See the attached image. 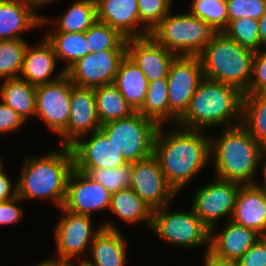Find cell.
Returning <instances> with one entry per match:
<instances>
[{
    "label": "cell",
    "mask_w": 266,
    "mask_h": 266,
    "mask_svg": "<svg viewBox=\"0 0 266 266\" xmlns=\"http://www.w3.org/2000/svg\"><path fill=\"white\" fill-rule=\"evenodd\" d=\"M85 33L89 53L126 50L127 39L106 23L97 20Z\"/></svg>",
    "instance_id": "33"
},
{
    "label": "cell",
    "mask_w": 266,
    "mask_h": 266,
    "mask_svg": "<svg viewBox=\"0 0 266 266\" xmlns=\"http://www.w3.org/2000/svg\"><path fill=\"white\" fill-rule=\"evenodd\" d=\"M254 51L242 47L223 32H215L198 55L203 77L248 90Z\"/></svg>",
    "instance_id": "5"
},
{
    "label": "cell",
    "mask_w": 266,
    "mask_h": 266,
    "mask_svg": "<svg viewBox=\"0 0 266 266\" xmlns=\"http://www.w3.org/2000/svg\"><path fill=\"white\" fill-rule=\"evenodd\" d=\"M176 127L178 128L174 131L165 133L162 126H159L153 155L157 158L166 181L178 194L210 161L211 137L202 130Z\"/></svg>",
    "instance_id": "1"
},
{
    "label": "cell",
    "mask_w": 266,
    "mask_h": 266,
    "mask_svg": "<svg viewBox=\"0 0 266 266\" xmlns=\"http://www.w3.org/2000/svg\"><path fill=\"white\" fill-rule=\"evenodd\" d=\"M126 54L141 69L149 82L167 78L171 63L177 56L158 44L151 36L127 39Z\"/></svg>",
    "instance_id": "18"
},
{
    "label": "cell",
    "mask_w": 266,
    "mask_h": 266,
    "mask_svg": "<svg viewBox=\"0 0 266 266\" xmlns=\"http://www.w3.org/2000/svg\"><path fill=\"white\" fill-rule=\"evenodd\" d=\"M172 0H138L140 23L149 33L171 12Z\"/></svg>",
    "instance_id": "38"
},
{
    "label": "cell",
    "mask_w": 266,
    "mask_h": 266,
    "mask_svg": "<svg viewBox=\"0 0 266 266\" xmlns=\"http://www.w3.org/2000/svg\"><path fill=\"white\" fill-rule=\"evenodd\" d=\"M203 78L198 56H176L167 76L170 121H177L185 114L197 86Z\"/></svg>",
    "instance_id": "9"
},
{
    "label": "cell",
    "mask_w": 266,
    "mask_h": 266,
    "mask_svg": "<svg viewBox=\"0 0 266 266\" xmlns=\"http://www.w3.org/2000/svg\"><path fill=\"white\" fill-rule=\"evenodd\" d=\"M215 31L191 13L168 15L150 32V36L177 56H198Z\"/></svg>",
    "instance_id": "6"
},
{
    "label": "cell",
    "mask_w": 266,
    "mask_h": 266,
    "mask_svg": "<svg viewBox=\"0 0 266 266\" xmlns=\"http://www.w3.org/2000/svg\"><path fill=\"white\" fill-rule=\"evenodd\" d=\"M35 266H69L61 261H58V260H54L53 259H45L44 261H42L41 263H39L38 265H35Z\"/></svg>",
    "instance_id": "49"
},
{
    "label": "cell",
    "mask_w": 266,
    "mask_h": 266,
    "mask_svg": "<svg viewBox=\"0 0 266 266\" xmlns=\"http://www.w3.org/2000/svg\"><path fill=\"white\" fill-rule=\"evenodd\" d=\"M261 236L228 220L221 232H210L209 252L223 260L238 261Z\"/></svg>",
    "instance_id": "22"
},
{
    "label": "cell",
    "mask_w": 266,
    "mask_h": 266,
    "mask_svg": "<svg viewBox=\"0 0 266 266\" xmlns=\"http://www.w3.org/2000/svg\"><path fill=\"white\" fill-rule=\"evenodd\" d=\"M111 195V192L102 184L73 168L68 177L66 196L62 207L75 214L91 216L94 210H109Z\"/></svg>",
    "instance_id": "15"
},
{
    "label": "cell",
    "mask_w": 266,
    "mask_h": 266,
    "mask_svg": "<svg viewBox=\"0 0 266 266\" xmlns=\"http://www.w3.org/2000/svg\"><path fill=\"white\" fill-rule=\"evenodd\" d=\"M127 241L110 221L102 224L90 245L92 260H85L89 266H125Z\"/></svg>",
    "instance_id": "24"
},
{
    "label": "cell",
    "mask_w": 266,
    "mask_h": 266,
    "mask_svg": "<svg viewBox=\"0 0 266 266\" xmlns=\"http://www.w3.org/2000/svg\"><path fill=\"white\" fill-rule=\"evenodd\" d=\"M60 209L64 216L61 215L54 233L58 253L57 260L72 265L75 257L88 250V245L90 248L102 225L93 230L92 216L75 214L63 207Z\"/></svg>",
    "instance_id": "11"
},
{
    "label": "cell",
    "mask_w": 266,
    "mask_h": 266,
    "mask_svg": "<svg viewBox=\"0 0 266 266\" xmlns=\"http://www.w3.org/2000/svg\"><path fill=\"white\" fill-rule=\"evenodd\" d=\"M168 206L153 210L151 230L169 245L189 248L207 245L209 251L210 230L193 208L189 212H169Z\"/></svg>",
    "instance_id": "8"
},
{
    "label": "cell",
    "mask_w": 266,
    "mask_h": 266,
    "mask_svg": "<svg viewBox=\"0 0 266 266\" xmlns=\"http://www.w3.org/2000/svg\"><path fill=\"white\" fill-rule=\"evenodd\" d=\"M85 173L93 181L102 184L109 192L115 193L130 188L132 163L123 166L105 168H75Z\"/></svg>",
    "instance_id": "35"
},
{
    "label": "cell",
    "mask_w": 266,
    "mask_h": 266,
    "mask_svg": "<svg viewBox=\"0 0 266 266\" xmlns=\"http://www.w3.org/2000/svg\"><path fill=\"white\" fill-rule=\"evenodd\" d=\"M113 84L137 112L145 100L149 81L127 54L119 64Z\"/></svg>",
    "instance_id": "25"
},
{
    "label": "cell",
    "mask_w": 266,
    "mask_h": 266,
    "mask_svg": "<svg viewBox=\"0 0 266 266\" xmlns=\"http://www.w3.org/2000/svg\"><path fill=\"white\" fill-rule=\"evenodd\" d=\"M69 266H76L75 264L69 265ZM78 266V265H77ZM79 266H89L85 262L81 261Z\"/></svg>",
    "instance_id": "50"
},
{
    "label": "cell",
    "mask_w": 266,
    "mask_h": 266,
    "mask_svg": "<svg viewBox=\"0 0 266 266\" xmlns=\"http://www.w3.org/2000/svg\"><path fill=\"white\" fill-rule=\"evenodd\" d=\"M130 188L152 210L169 205L177 195L166 181L154 155L132 163Z\"/></svg>",
    "instance_id": "13"
},
{
    "label": "cell",
    "mask_w": 266,
    "mask_h": 266,
    "mask_svg": "<svg viewBox=\"0 0 266 266\" xmlns=\"http://www.w3.org/2000/svg\"><path fill=\"white\" fill-rule=\"evenodd\" d=\"M137 112L159 126L170 120L167 78L149 82L145 100Z\"/></svg>",
    "instance_id": "32"
},
{
    "label": "cell",
    "mask_w": 266,
    "mask_h": 266,
    "mask_svg": "<svg viewBox=\"0 0 266 266\" xmlns=\"http://www.w3.org/2000/svg\"><path fill=\"white\" fill-rule=\"evenodd\" d=\"M222 32L242 47L254 52L265 47L260 40L257 20L250 18L235 19L230 21Z\"/></svg>",
    "instance_id": "36"
},
{
    "label": "cell",
    "mask_w": 266,
    "mask_h": 266,
    "mask_svg": "<svg viewBox=\"0 0 266 266\" xmlns=\"http://www.w3.org/2000/svg\"><path fill=\"white\" fill-rule=\"evenodd\" d=\"M0 99L15 110L24 121L36 116V86L20 77L2 81Z\"/></svg>",
    "instance_id": "26"
},
{
    "label": "cell",
    "mask_w": 266,
    "mask_h": 266,
    "mask_svg": "<svg viewBox=\"0 0 266 266\" xmlns=\"http://www.w3.org/2000/svg\"><path fill=\"white\" fill-rule=\"evenodd\" d=\"M27 43L24 39L0 40V79L20 77Z\"/></svg>",
    "instance_id": "34"
},
{
    "label": "cell",
    "mask_w": 266,
    "mask_h": 266,
    "mask_svg": "<svg viewBox=\"0 0 266 266\" xmlns=\"http://www.w3.org/2000/svg\"><path fill=\"white\" fill-rule=\"evenodd\" d=\"M210 151L216 178L240 185L255 184L253 176L263 150L242 124L224 128L217 140H210Z\"/></svg>",
    "instance_id": "4"
},
{
    "label": "cell",
    "mask_w": 266,
    "mask_h": 266,
    "mask_svg": "<svg viewBox=\"0 0 266 266\" xmlns=\"http://www.w3.org/2000/svg\"><path fill=\"white\" fill-rule=\"evenodd\" d=\"M33 8V10L35 9V12L37 10V8L39 9L40 7H44V5L46 4H50L51 2H54L56 0H26ZM43 5V6H42Z\"/></svg>",
    "instance_id": "48"
},
{
    "label": "cell",
    "mask_w": 266,
    "mask_h": 266,
    "mask_svg": "<svg viewBox=\"0 0 266 266\" xmlns=\"http://www.w3.org/2000/svg\"><path fill=\"white\" fill-rule=\"evenodd\" d=\"M242 125L266 151V91L244 94Z\"/></svg>",
    "instance_id": "29"
},
{
    "label": "cell",
    "mask_w": 266,
    "mask_h": 266,
    "mask_svg": "<svg viewBox=\"0 0 266 266\" xmlns=\"http://www.w3.org/2000/svg\"><path fill=\"white\" fill-rule=\"evenodd\" d=\"M94 93L97 116L101 125L130 117L136 112L113 83L94 88Z\"/></svg>",
    "instance_id": "28"
},
{
    "label": "cell",
    "mask_w": 266,
    "mask_h": 266,
    "mask_svg": "<svg viewBox=\"0 0 266 266\" xmlns=\"http://www.w3.org/2000/svg\"><path fill=\"white\" fill-rule=\"evenodd\" d=\"M243 96L244 93L234 86L203 77L177 126L205 131L223 124L225 128L240 125Z\"/></svg>",
    "instance_id": "2"
},
{
    "label": "cell",
    "mask_w": 266,
    "mask_h": 266,
    "mask_svg": "<svg viewBox=\"0 0 266 266\" xmlns=\"http://www.w3.org/2000/svg\"><path fill=\"white\" fill-rule=\"evenodd\" d=\"M49 21L35 13L26 0H0V40L25 39L21 32L45 26Z\"/></svg>",
    "instance_id": "20"
},
{
    "label": "cell",
    "mask_w": 266,
    "mask_h": 266,
    "mask_svg": "<svg viewBox=\"0 0 266 266\" xmlns=\"http://www.w3.org/2000/svg\"><path fill=\"white\" fill-rule=\"evenodd\" d=\"M52 45L58 60L67 62L65 71L89 53L86 33L49 32L44 35Z\"/></svg>",
    "instance_id": "30"
},
{
    "label": "cell",
    "mask_w": 266,
    "mask_h": 266,
    "mask_svg": "<svg viewBox=\"0 0 266 266\" xmlns=\"http://www.w3.org/2000/svg\"><path fill=\"white\" fill-rule=\"evenodd\" d=\"M229 220L266 236V194L255 184L241 185Z\"/></svg>",
    "instance_id": "21"
},
{
    "label": "cell",
    "mask_w": 266,
    "mask_h": 266,
    "mask_svg": "<svg viewBox=\"0 0 266 266\" xmlns=\"http://www.w3.org/2000/svg\"><path fill=\"white\" fill-rule=\"evenodd\" d=\"M56 19L57 28L52 32L79 33L86 32L96 21V1L78 0L73 2L62 16Z\"/></svg>",
    "instance_id": "31"
},
{
    "label": "cell",
    "mask_w": 266,
    "mask_h": 266,
    "mask_svg": "<svg viewBox=\"0 0 266 266\" xmlns=\"http://www.w3.org/2000/svg\"><path fill=\"white\" fill-rule=\"evenodd\" d=\"M261 91H266V47L254 53L250 84L244 94H254Z\"/></svg>",
    "instance_id": "40"
},
{
    "label": "cell",
    "mask_w": 266,
    "mask_h": 266,
    "mask_svg": "<svg viewBox=\"0 0 266 266\" xmlns=\"http://www.w3.org/2000/svg\"><path fill=\"white\" fill-rule=\"evenodd\" d=\"M21 200L17 196L10 200L0 201V225H13L20 221L23 211L17 203Z\"/></svg>",
    "instance_id": "43"
},
{
    "label": "cell",
    "mask_w": 266,
    "mask_h": 266,
    "mask_svg": "<svg viewBox=\"0 0 266 266\" xmlns=\"http://www.w3.org/2000/svg\"><path fill=\"white\" fill-rule=\"evenodd\" d=\"M258 21V31L260 35L261 43L266 46V9L264 14Z\"/></svg>",
    "instance_id": "46"
},
{
    "label": "cell",
    "mask_w": 266,
    "mask_h": 266,
    "mask_svg": "<svg viewBox=\"0 0 266 266\" xmlns=\"http://www.w3.org/2000/svg\"><path fill=\"white\" fill-rule=\"evenodd\" d=\"M126 50H103L88 53L79 59L66 74L74 85L87 88L112 84Z\"/></svg>",
    "instance_id": "14"
},
{
    "label": "cell",
    "mask_w": 266,
    "mask_h": 266,
    "mask_svg": "<svg viewBox=\"0 0 266 266\" xmlns=\"http://www.w3.org/2000/svg\"><path fill=\"white\" fill-rule=\"evenodd\" d=\"M95 1L97 20L108 24L126 39L150 36V33L141 27L138 0Z\"/></svg>",
    "instance_id": "19"
},
{
    "label": "cell",
    "mask_w": 266,
    "mask_h": 266,
    "mask_svg": "<svg viewBox=\"0 0 266 266\" xmlns=\"http://www.w3.org/2000/svg\"><path fill=\"white\" fill-rule=\"evenodd\" d=\"M62 151H52L36 157H25L17 183V196L22 200L48 199L59 208L63 206L67 181L74 168V158L70 146H62Z\"/></svg>",
    "instance_id": "3"
},
{
    "label": "cell",
    "mask_w": 266,
    "mask_h": 266,
    "mask_svg": "<svg viewBox=\"0 0 266 266\" xmlns=\"http://www.w3.org/2000/svg\"><path fill=\"white\" fill-rule=\"evenodd\" d=\"M26 123L21 116L7 106L3 101L0 102V133L16 131Z\"/></svg>",
    "instance_id": "42"
},
{
    "label": "cell",
    "mask_w": 266,
    "mask_h": 266,
    "mask_svg": "<svg viewBox=\"0 0 266 266\" xmlns=\"http://www.w3.org/2000/svg\"><path fill=\"white\" fill-rule=\"evenodd\" d=\"M238 262L240 266H266V236H261Z\"/></svg>",
    "instance_id": "41"
},
{
    "label": "cell",
    "mask_w": 266,
    "mask_h": 266,
    "mask_svg": "<svg viewBox=\"0 0 266 266\" xmlns=\"http://www.w3.org/2000/svg\"><path fill=\"white\" fill-rule=\"evenodd\" d=\"M9 179V176L5 174V172H0V201H6L17 197V183H15V187L13 186Z\"/></svg>",
    "instance_id": "44"
},
{
    "label": "cell",
    "mask_w": 266,
    "mask_h": 266,
    "mask_svg": "<svg viewBox=\"0 0 266 266\" xmlns=\"http://www.w3.org/2000/svg\"><path fill=\"white\" fill-rule=\"evenodd\" d=\"M190 11L215 32H222L228 25L226 0H192Z\"/></svg>",
    "instance_id": "37"
},
{
    "label": "cell",
    "mask_w": 266,
    "mask_h": 266,
    "mask_svg": "<svg viewBox=\"0 0 266 266\" xmlns=\"http://www.w3.org/2000/svg\"><path fill=\"white\" fill-rule=\"evenodd\" d=\"M90 136L89 140L78 139L70 146L74 168L112 169L127 163L122 153L101 129L92 132Z\"/></svg>",
    "instance_id": "17"
},
{
    "label": "cell",
    "mask_w": 266,
    "mask_h": 266,
    "mask_svg": "<svg viewBox=\"0 0 266 266\" xmlns=\"http://www.w3.org/2000/svg\"><path fill=\"white\" fill-rule=\"evenodd\" d=\"M240 186L239 183L217 178L195 192L192 208L210 232L215 231V223L219 219L227 215L231 219Z\"/></svg>",
    "instance_id": "12"
},
{
    "label": "cell",
    "mask_w": 266,
    "mask_h": 266,
    "mask_svg": "<svg viewBox=\"0 0 266 266\" xmlns=\"http://www.w3.org/2000/svg\"><path fill=\"white\" fill-rule=\"evenodd\" d=\"M203 262L205 263V266H240L238 261L217 258L209 251L205 253Z\"/></svg>",
    "instance_id": "45"
},
{
    "label": "cell",
    "mask_w": 266,
    "mask_h": 266,
    "mask_svg": "<svg viewBox=\"0 0 266 266\" xmlns=\"http://www.w3.org/2000/svg\"><path fill=\"white\" fill-rule=\"evenodd\" d=\"M101 128L97 116L94 88L80 87L72 83L71 112L62 146H71L78 139Z\"/></svg>",
    "instance_id": "16"
},
{
    "label": "cell",
    "mask_w": 266,
    "mask_h": 266,
    "mask_svg": "<svg viewBox=\"0 0 266 266\" xmlns=\"http://www.w3.org/2000/svg\"><path fill=\"white\" fill-rule=\"evenodd\" d=\"M71 95L72 82L67 74L56 81L36 86V116L59 136L67 129Z\"/></svg>",
    "instance_id": "10"
},
{
    "label": "cell",
    "mask_w": 266,
    "mask_h": 266,
    "mask_svg": "<svg viewBox=\"0 0 266 266\" xmlns=\"http://www.w3.org/2000/svg\"><path fill=\"white\" fill-rule=\"evenodd\" d=\"M159 125L135 112L130 117L101 125V130L113 142L127 163H135L153 155Z\"/></svg>",
    "instance_id": "7"
},
{
    "label": "cell",
    "mask_w": 266,
    "mask_h": 266,
    "mask_svg": "<svg viewBox=\"0 0 266 266\" xmlns=\"http://www.w3.org/2000/svg\"><path fill=\"white\" fill-rule=\"evenodd\" d=\"M57 60L54 49L46 38L34 47L28 43L20 78L34 86L56 81L66 74L65 69L62 68L61 72L57 73L56 77L54 76ZM52 75L53 79H51Z\"/></svg>",
    "instance_id": "23"
},
{
    "label": "cell",
    "mask_w": 266,
    "mask_h": 266,
    "mask_svg": "<svg viewBox=\"0 0 266 266\" xmlns=\"http://www.w3.org/2000/svg\"><path fill=\"white\" fill-rule=\"evenodd\" d=\"M264 160V161H262ZM260 162H264V165H263V174H264V184L261 183V184H258L257 182L255 183V185L261 190L263 191L265 194H266V151H263V154H262V158H261V161Z\"/></svg>",
    "instance_id": "47"
},
{
    "label": "cell",
    "mask_w": 266,
    "mask_h": 266,
    "mask_svg": "<svg viewBox=\"0 0 266 266\" xmlns=\"http://www.w3.org/2000/svg\"><path fill=\"white\" fill-rule=\"evenodd\" d=\"M228 23L239 18L259 20L266 9V0H226Z\"/></svg>",
    "instance_id": "39"
},
{
    "label": "cell",
    "mask_w": 266,
    "mask_h": 266,
    "mask_svg": "<svg viewBox=\"0 0 266 266\" xmlns=\"http://www.w3.org/2000/svg\"><path fill=\"white\" fill-rule=\"evenodd\" d=\"M109 210L127 224L141 221L151 228L153 210L131 188L112 193Z\"/></svg>",
    "instance_id": "27"
},
{
    "label": "cell",
    "mask_w": 266,
    "mask_h": 266,
    "mask_svg": "<svg viewBox=\"0 0 266 266\" xmlns=\"http://www.w3.org/2000/svg\"><path fill=\"white\" fill-rule=\"evenodd\" d=\"M2 167H3V163H2V159H0V172L4 171V169Z\"/></svg>",
    "instance_id": "51"
}]
</instances>
